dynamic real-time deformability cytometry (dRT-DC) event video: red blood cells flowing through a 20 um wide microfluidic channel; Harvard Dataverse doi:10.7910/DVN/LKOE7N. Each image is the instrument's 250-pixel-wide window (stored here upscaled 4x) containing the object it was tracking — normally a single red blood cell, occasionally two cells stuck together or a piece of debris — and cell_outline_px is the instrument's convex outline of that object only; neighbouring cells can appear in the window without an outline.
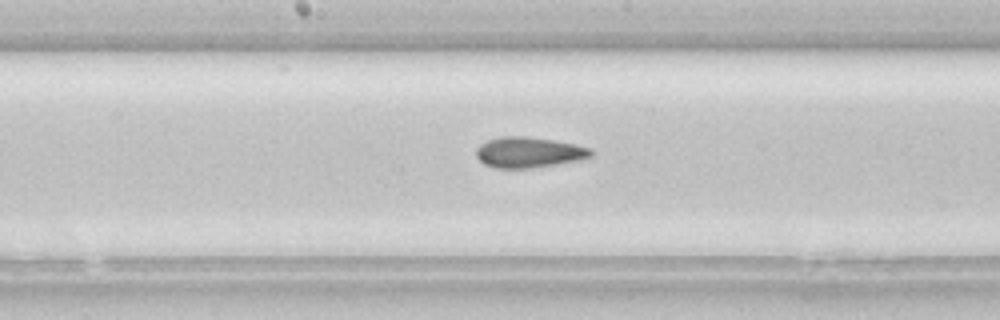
{"species": "common noctule bat (a hibernating species)", "species_latin": "Nyctalus noctula", "temperature_condition": "room temperature", "stored_images_in_passage": 32, "camera_frame_rate_fps": 3000, "um_per_image_px": 0.085, "animal": {"sex": "female", "body_mass_g": 22.7, "forearm_length_mm": 54.2}, "frame": {"image": 1, "passage_image": 19, "time_ms": 6.0, "image_size_px": [1000, 320], "cell_outline_px": [[592, 156], [584, 160], [532, 168], [496, 168], [484, 164], [476, 156], [476, 148], [480, 144], [488, 140], [500, 136], [528, 136], [552, 140], [572, 144], [588, 148], [592, 152]], "centroid_in_image_um": [44.93, 12.95], "position_along_channel_um": 203.3, "area_um2": 20.52}}